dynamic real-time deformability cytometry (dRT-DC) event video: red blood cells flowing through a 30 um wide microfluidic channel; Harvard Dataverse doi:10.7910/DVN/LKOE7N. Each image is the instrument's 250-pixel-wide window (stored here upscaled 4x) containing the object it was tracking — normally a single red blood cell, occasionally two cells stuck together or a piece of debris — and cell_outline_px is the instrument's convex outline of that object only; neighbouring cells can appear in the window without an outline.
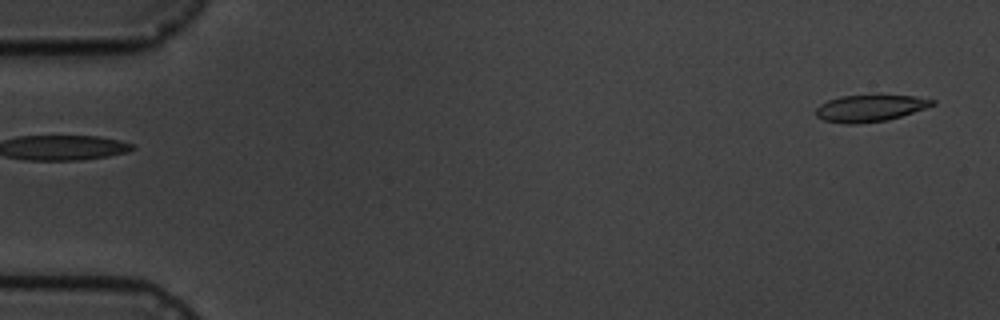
{"species": "common noctule bat (a hibernating species)", "species_latin": "Nyctalus noctula", "temperature_condition": "cold", "stored_images_in_passage": 4, "camera_frame_rate_fps": 3000, "um_per_image_px": 0.085, "animal": {"sex": "male", "body_mass_g": 19.5, "forearm_length_mm": 54.6}, "frame": {"image": 1, "passage_image": 1, "time_ms": 0.0, "image_size_px": [1000, 320], "cell_outline_px": [[936, 104], [888, 120], [856, 124], [844, 124], [824, 120], [816, 116], [816, 108], [820, 104], [828, 100], [840, 96], [872, 92], [916, 96], [936, 100]], "centroid_in_image_um": [73.96, 9.14], "position_along_channel_um": 11.0, "area_um2": 19.02}}
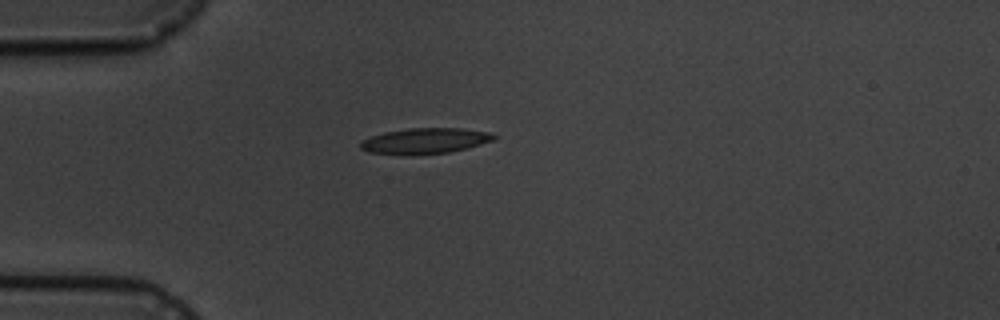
{"frame": {"image": 2, "passage_image": 4, "time_ms": 4.333, "image_size_px": [1000, 320], "cell_outline_px": [[496, 136], [492, 140], [468, 148], [448, 152], [412, 156], [408, 156], [368, 152], [360, 148], [360, 144], [364, 140], [372, 136], [384, 132], [408, 128], [460, 128], [492, 132]], "centroid_in_image_um": [36.11, 11.98], "position_along_channel_um": 48.9, "area_um2": 20.11}}